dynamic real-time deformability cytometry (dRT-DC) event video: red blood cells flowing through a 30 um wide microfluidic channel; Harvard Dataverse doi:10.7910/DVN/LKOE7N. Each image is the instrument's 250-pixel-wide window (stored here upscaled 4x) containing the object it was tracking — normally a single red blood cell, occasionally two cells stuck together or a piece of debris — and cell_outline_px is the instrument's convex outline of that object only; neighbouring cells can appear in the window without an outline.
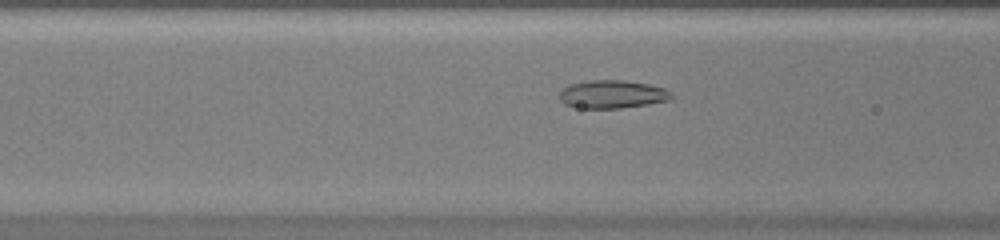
{"species": "common noctule bat (a hibernating species)", "species_latin": "Nyctalus noctula", "temperature_condition": "warm", "stored_images_in_passage": 46, "camera_frame_rate_fps": 3000, "um_per_image_px": 0.085, "animal": {"sex": "female", "body_mass_g": 20.0, "forearm_length_mm": 54.0}, "frame": {"image": 1, "passage_image": 15, "time_ms": 4.667, "image_size_px": [1000, 240], "cell_outline_px": [[672, 100], [648, 104], [620, 108], [580, 108], [564, 104], [560, 100], [560, 92], [568, 84], [588, 80], [624, 80], [648, 84], [664, 88], [672, 92]], "centroid_in_image_um": [52.05, 8.01], "position_along_channel_um": 114.5, "area_um2": 18.44}}
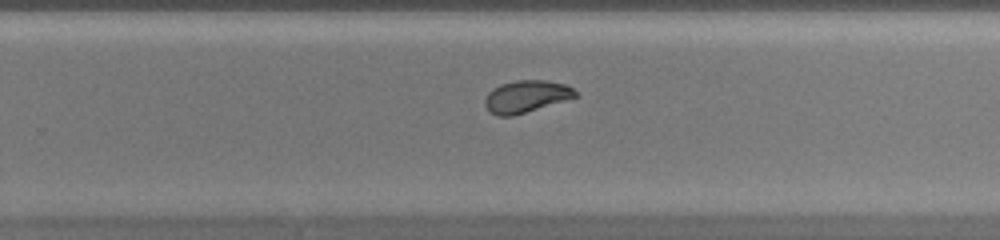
{"frame": {"image": 2, "passage_image": 28, "time_ms": 9.0, "image_size_px": [1000, 240], "cell_outline_px": [[580, 96], [512, 116], [496, 116], [488, 112], [484, 104], [484, 100], [488, 92], [492, 88], [500, 84], [516, 80], [544, 80], [564, 84], [572, 88]], "centroid_in_image_um": [44.68, 8.2], "position_along_channel_um": 285.1, "area_um2": 17.05}}
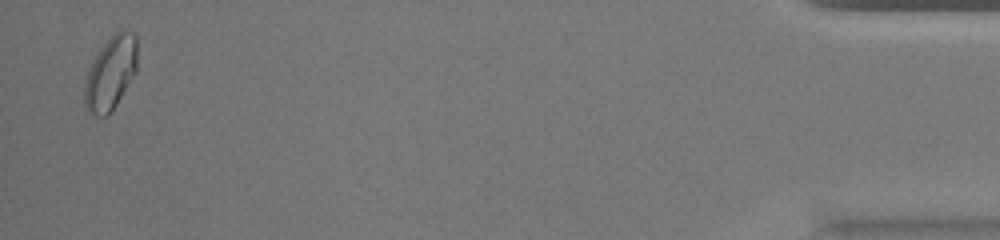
{"frame": {"image": 3, "passage_image": 45, "time_ms": 14.667, "image_size_px": [1000, 240], "cell_outline_px": [[136, 72], [116, 104], [108, 116], [96, 116], [84, 104], [84, 84], [92, 60], [100, 48], [120, 28], [124, 28], [132, 32], [136, 36]], "centroid_in_image_um": [9.41, 6.18], "position_along_channel_um": 425.8, "area_um2": 22.37}, "authors_computed_cell_mechanics": {"area_um2": 18.4093, "velocity_mm_per_s": 3.9387, "shape_relaxation_time_tau1_ms": 8.9132, "shape_relaxation_time_tau2_ms": 0.6082, "deformation_change_tau1": 0.22, "deformation_change_tau2": 0.0439}}